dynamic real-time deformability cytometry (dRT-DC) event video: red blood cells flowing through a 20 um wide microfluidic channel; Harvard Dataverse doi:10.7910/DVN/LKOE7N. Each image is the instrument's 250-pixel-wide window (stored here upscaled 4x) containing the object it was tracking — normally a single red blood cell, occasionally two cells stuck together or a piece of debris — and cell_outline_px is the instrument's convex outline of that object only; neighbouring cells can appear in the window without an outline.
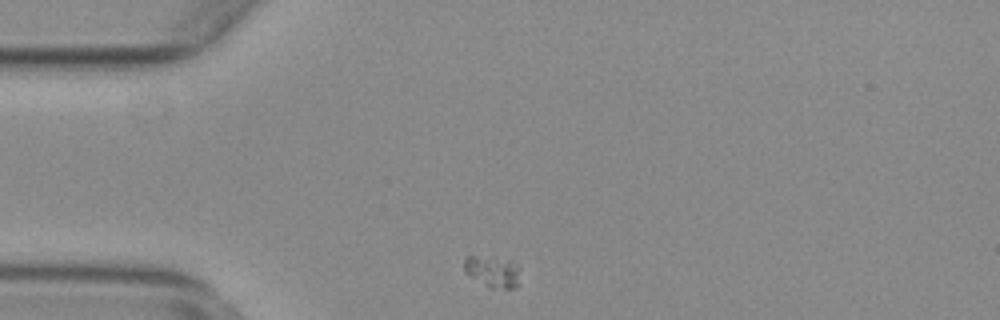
{"species": "common noctule bat (a hibernating species)", "species_latin": "Nyctalus noctula", "temperature_condition": "warm", "stored_images_in_passage": 5, "camera_frame_rate_fps": 3000, "um_per_image_px": 0.085, "animal": {"sex": "female", "body_mass_g": 29.2, "forearm_length_mm": 56.3}, "frame": {"image": 1, "passage_image": 1, "time_ms": 0.0, "image_size_px": [1000, 320], "cell_outline_px": [[520, 264], [516, 284], [512, 288], [488, 288], [468, 276], [464, 272], [464, 260], [468, 256], [476, 256], [516, 260]], "centroid_in_image_um": [41.86, 23.07], "position_along_channel_um": 43.1, "area_um2": 10.4}}